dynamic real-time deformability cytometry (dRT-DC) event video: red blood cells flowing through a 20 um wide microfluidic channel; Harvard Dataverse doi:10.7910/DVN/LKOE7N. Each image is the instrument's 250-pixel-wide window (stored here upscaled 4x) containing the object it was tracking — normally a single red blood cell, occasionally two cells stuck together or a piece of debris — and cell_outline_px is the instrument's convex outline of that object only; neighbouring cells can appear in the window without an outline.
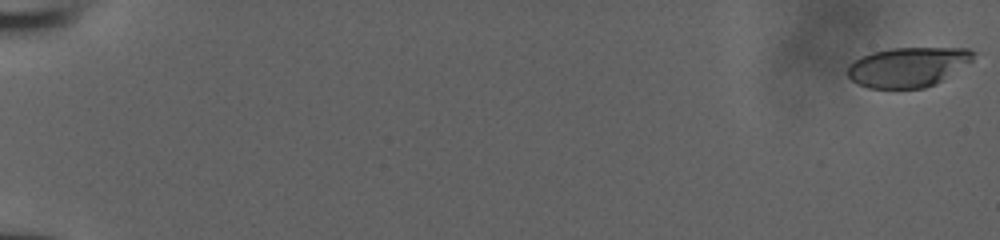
{"species": "human", "species_latin": "Homo sapiens", "temperature_condition": "room temperature", "stored_images_in_passage": 53, "camera_frame_rate_fps": 3000, "um_per_image_px": 0.085, "donor": {"sex": "male"}, "frame": {"image": 1, "passage_image": 1, "time_ms": 0.0, "image_size_px": [1000, 240], "cell_outline_px": [[976, 52], [972, 60], [936, 84], [924, 88], [868, 88], [852, 80], [848, 76], [848, 64], [852, 60], [860, 56], [872, 52], [892, 48], [968, 48]], "centroid_in_image_um": [77.15, 5.68], "position_along_channel_um": 7.9, "area_um2": 29.07}}
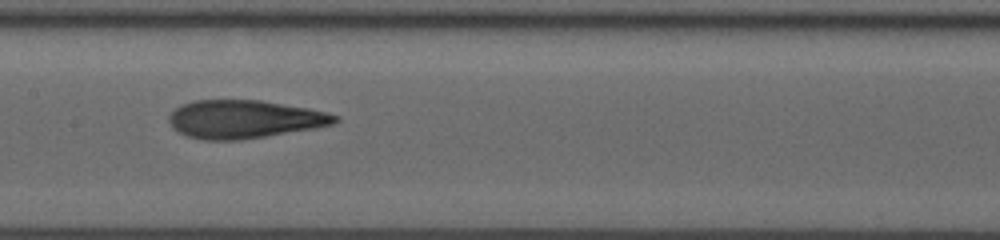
{"frame": {"image": 2, "passage_image": 30, "time_ms": 9.667, "image_size_px": [1000, 240], "cell_outline_px": [[340, 120], [332, 124], [312, 128], [240, 140], [204, 140], [188, 136], [172, 128], [168, 120], [168, 116], [176, 108], [184, 104], [196, 100], [260, 100], [308, 108], [328, 112], [340, 116]], "centroid_in_image_um": [20.76, 10.13], "position_along_channel_um": 186.6, "area_um2": 36.65}}
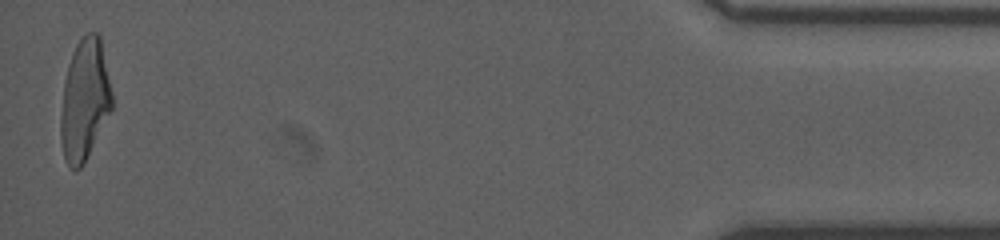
{"frame": {"image": 3, "passage_image": 53, "time_ms": 17.333, "image_size_px": [1000, 240], "cell_outline_px": [[112, 108], [84, 164], [76, 172], [68, 168], [64, 160], [60, 140], [60, 116], [64, 84], [68, 64], [76, 44], [88, 32], [96, 32], [100, 36], [112, 92]], "centroid_in_image_um": [7.17, 8.56], "position_along_channel_um": 428.0, "area_um2": 36.3}}